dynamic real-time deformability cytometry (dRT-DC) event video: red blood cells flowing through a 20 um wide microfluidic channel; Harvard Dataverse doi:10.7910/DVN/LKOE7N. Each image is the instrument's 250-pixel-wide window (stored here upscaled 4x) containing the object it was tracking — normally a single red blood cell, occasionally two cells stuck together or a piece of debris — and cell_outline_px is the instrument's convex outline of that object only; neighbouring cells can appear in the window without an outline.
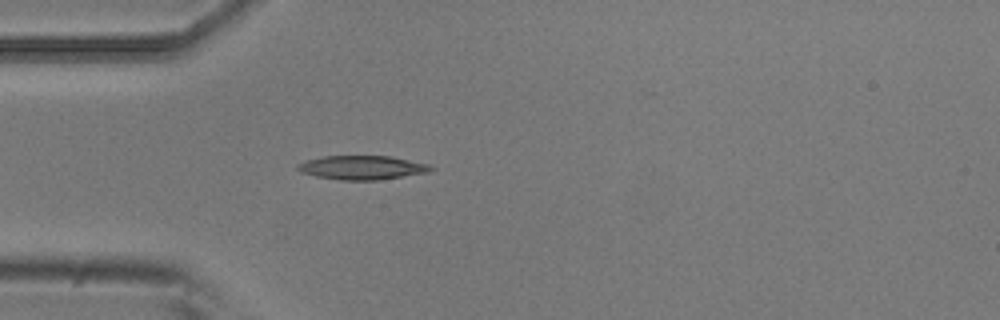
{"species": "common noctule bat (a hibernating species)", "species_latin": "Nyctalus noctula", "temperature_condition": "room temperature", "stored_images_in_passage": 1, "camera_frame_rate_fps": 3000, "um_per_image_px": 0.085, "animal": {"sex": "male", "body_mass_g": 20.5, "forearm_length_mm": 52.5}, "frame": {"image": 1, "passage_image": 1, "time_ms": 0.0, "image_size_px": [1000, 320], "cell_outline_px": [[436, 168], [428, 172], [380, 180], [340, 180], [316, 176], [300, 172], [296, 168], [296, 164], [308, 160], [324, 156], [392, 156], [428, 164]], "centroid_in_image_um": [30.78, 14.24], "position_along_channel_um": 54.2, "area_um2": 18.61}}